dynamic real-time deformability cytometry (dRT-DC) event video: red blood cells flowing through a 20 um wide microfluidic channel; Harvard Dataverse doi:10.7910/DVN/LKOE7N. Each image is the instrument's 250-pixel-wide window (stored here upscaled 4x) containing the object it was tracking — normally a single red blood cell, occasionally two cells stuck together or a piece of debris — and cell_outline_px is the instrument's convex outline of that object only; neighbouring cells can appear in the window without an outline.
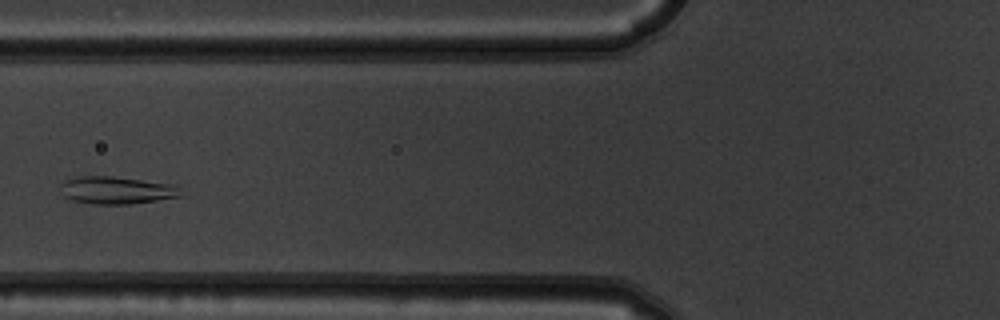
{"species": "common noctule bat (a hibernating species)", "species_latin": "Nyctalus noctula", "temperature_condition": "warm", "stored_images_in_passage": 5, "camera_frame_rate_fps": 3000, "um_per_image_px": 0.085, "animal": {"sex": "male", "body_mass_g": 19.5, "forearm_length_mm": 54.6}, "frame": {"image": 1, "passage_image": 4, "time_ms": 1.0, "image_size_px": [1000, 320], "cell_outline_px": [[184, 196], [132, 204], [92, 204], [72, 200], [64, 196], [60, 184], [64, 180], [76, 176], [112, 176], [176, 184]], "centroid_in_image_um": [9.94, 16.16], "position_along_channel_um": 115.9, "area_um2": 19.54}}